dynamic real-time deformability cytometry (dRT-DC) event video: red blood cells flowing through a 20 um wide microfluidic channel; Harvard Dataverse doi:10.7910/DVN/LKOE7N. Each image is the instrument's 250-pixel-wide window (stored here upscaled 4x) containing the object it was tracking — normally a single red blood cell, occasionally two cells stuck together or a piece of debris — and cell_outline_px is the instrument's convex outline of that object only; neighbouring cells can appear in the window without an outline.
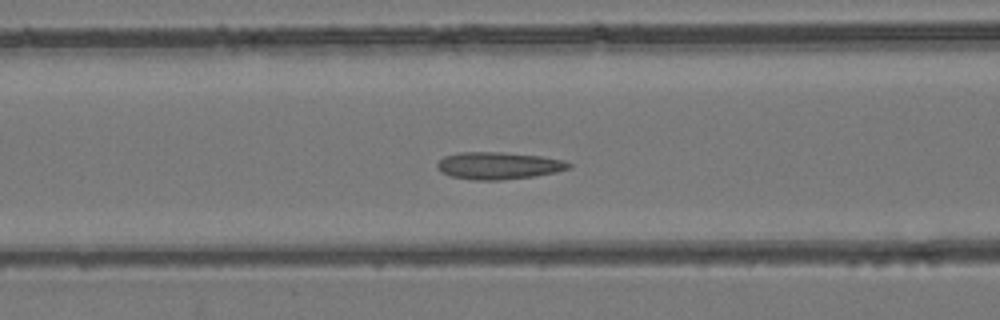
{"species": "common noctule bat (a hibernating species)", "species_latin": "Nyctalus noctula", "temperature_condition": "room temperature", "stored_images_in_passage": 52, "camera_frame_rate_fps": 3000, "um_per_image_px": 0.085, "animal": {"sex": "female", "body_mass_g": 24.6, "forearm_length_mm": 56.2}, "frame": {"image": 1, "passage_image": 21, "time_ms": 6.667, "image_size_px": [1000, 320], "cell_outline_px": [[572, 168], [556, 172], [532, 176], [500, 180], [472, 180], [452, 176], [440, 172], [436, 168], [436, 164], [444, 156], [460, 152], [500, 152], [540, 156], [564, 160], [572, 164]], "centroid_in_image_um": [42.36, 14.08], "position_along_channel_um": 124.2, "area_um2": 20.87}}
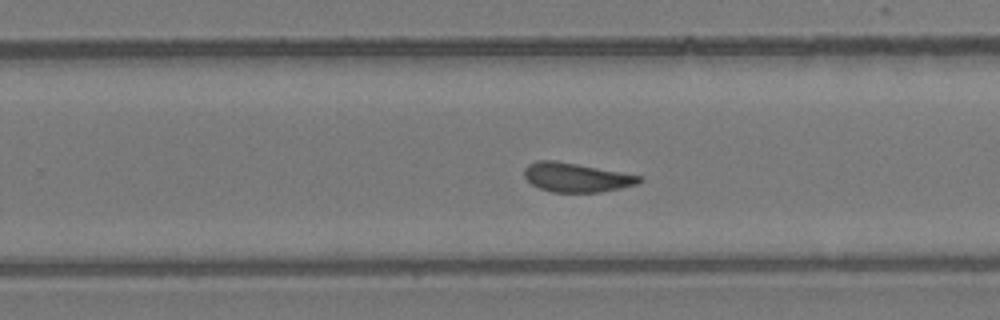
{"frame": {"image": 2, "passage_image": 33, "time_ms": 10.667, "image_size_px": [1000, 320], "cell_outline_px": [[644, 180], [636, 184], [620, 188], [600, 192], [552, 192], [540, 188], [532, 184], [524, 176], [524, 168], [528, 164], [536, 160], [556, 160], [644, 176]], "centroid_in_image_um": [48.99, 15.07], "position_along_channel_um": 280.8, "area_um2": 19.59}}
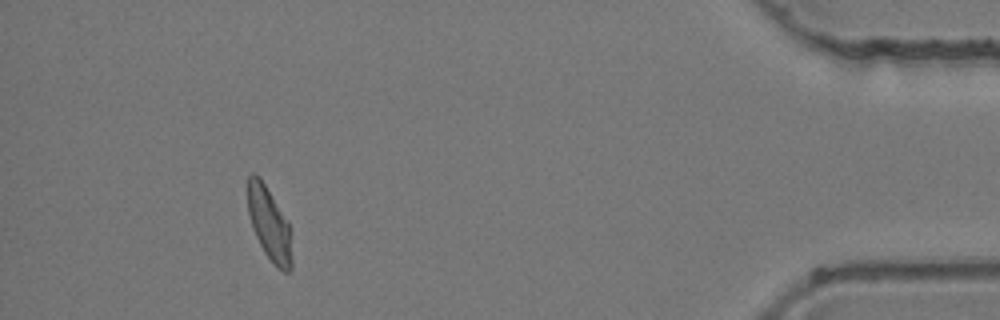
{"frame": {"image": 3, "passage_image": 48, "time_ms": 15.667, "image_size_px": [1000, 320], "cell_outline_px": [[292, 268], [288, 272], [284, 272], [276, 268], [272, 264], [264, 252], [252, 228], [248, 212], [248, 176], [252, 172], [260, 176], [288, 220], [292, 256]], "centroid_in_image_um": [22.89, 19.04], "position_along_channel_um": 412.3, "area_um2": 19.02}, "authors_computed_cell_mechanics": {"area_um2": 19.9988, "velocity_mm_per_s": 3.9196, "shape_relaxation_time_tau1_ms": null, "shape_relaxation_time_tau2_ms": 1.4054, "deformation_change_tau1": null, "deformation_change_tau2": 0.0773}}